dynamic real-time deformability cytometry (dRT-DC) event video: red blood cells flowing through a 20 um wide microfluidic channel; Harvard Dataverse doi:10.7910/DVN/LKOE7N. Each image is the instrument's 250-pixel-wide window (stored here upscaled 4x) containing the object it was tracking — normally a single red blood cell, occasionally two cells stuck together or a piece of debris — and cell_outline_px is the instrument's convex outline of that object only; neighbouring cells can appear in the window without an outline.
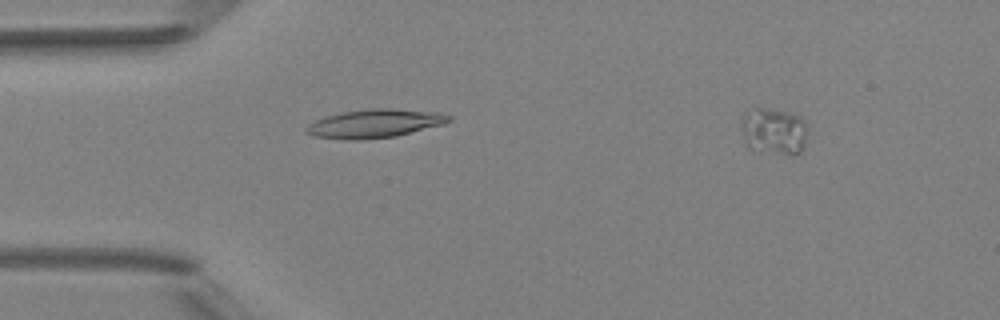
{"species": "Egyptian fruit bat (a non-hibernating species)", "species_latin": "Rousettus aegyptiacus", "temperature_condition": "room temperature", "stored_images_in_passage": 2, "segment_of_instrument_passage": [1, 2], "camera_frame_rate_fps": 3000, "um_per_image_px": 0.085, "animal": {"sex": "female"}, "frame": {"image": 1, "passage_image": 1, "time_ms": 0.0, "image_size_px": [1000, 320], "cell_outline_px": [[452, 120], [444, 124], [396, 136], [360, 140], [344, 140], [312, 136], [304, 132], [304, 128], [308, 124], [324, 116], [344, 112], [372, 108], [392, 108], [436, 112], [452, 116]], "centroid_in_image_um": [31.81, 10.51], "position_along_channel_um": 53.2, "area_um2": 23.87}}